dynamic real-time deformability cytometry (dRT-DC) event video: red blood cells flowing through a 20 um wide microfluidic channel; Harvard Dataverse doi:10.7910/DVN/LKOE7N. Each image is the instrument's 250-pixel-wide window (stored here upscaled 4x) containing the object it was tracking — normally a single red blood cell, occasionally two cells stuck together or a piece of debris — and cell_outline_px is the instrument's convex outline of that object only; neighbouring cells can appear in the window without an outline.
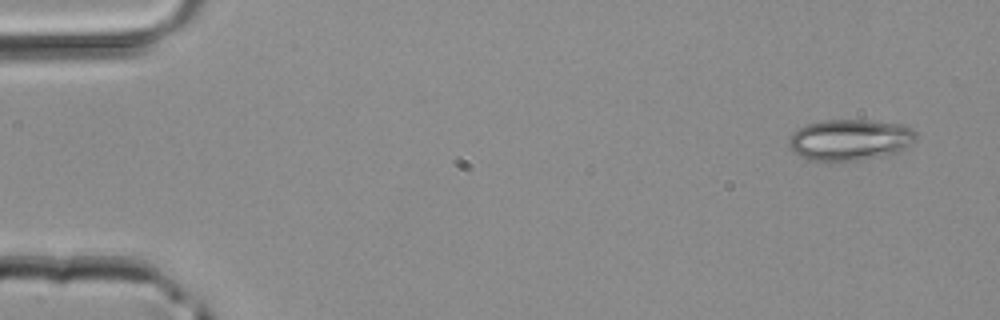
{"species": "common noctule bat (a hibernating species)", "species_latin": "Nyctalus noctula", "temperature_condition": "room temperature", "stored_images_in_passage": 4, "camera_frame_rate_fps": 3000, "um_per_image_px": 0.085, "animal": {"sex": "male", "body_mass_g": 20.4}, "frame": {"image": 1, "passage_image": 1, "time_ms": 0.0, "image_size_px": [1000, 320], "cell_outline_px": [[916, 140], [912, 144], [892, 156], [860, 160], [808, 160], [800, 156], [788, 148], [788, 140], [792, 132], [796, 128], [820, 120], [872, 120], [904, 124], [912, 128], [916, 132]], "centroid_in_image_um": [72.28, 11.88], "position_along_channel_um": 12.7, "area_um2": 31.21}}